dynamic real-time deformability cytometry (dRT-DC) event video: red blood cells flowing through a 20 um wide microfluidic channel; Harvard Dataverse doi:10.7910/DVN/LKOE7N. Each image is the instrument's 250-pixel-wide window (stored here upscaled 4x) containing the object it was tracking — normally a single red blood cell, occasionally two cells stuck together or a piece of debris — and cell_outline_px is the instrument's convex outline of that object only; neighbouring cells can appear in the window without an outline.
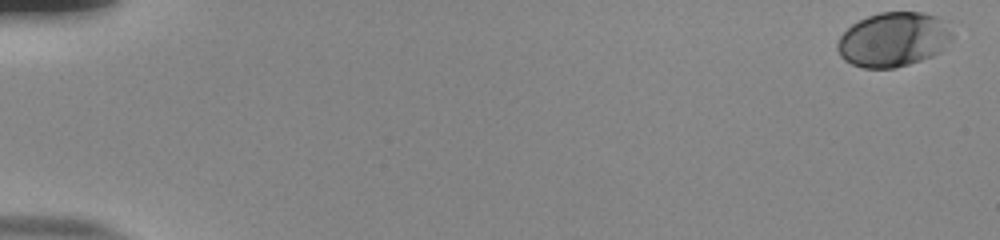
{"species": "human", "species_latin": "Homo sapiens", "temperature_condition": "room temperature", "stored_images_in_passage": 55, "camera_frame_rate_fps": 3000, "um_per_image_px": 0.085, "donor": {"sex": "male"}, "frame": {"image": 1, "passage_image": 1, "time_ms": 0.0, "image_size_px": [1000, 240], "cell_outline_px": [[952, 40], [940, 52], [932, 56], [896, 68], [864, 68], [852, 64], [844, 60], [840, 56], [836, 48], [836, 44], [840, 36], [852, 24], [868, 16], [880, 12], [920, 12], [936, 16], [940, 20], [952, 36]], "centroid_in_image_um": [75.89, 3.37], "position_along_channel_um": 9.1, "area_um2": 36.13}}
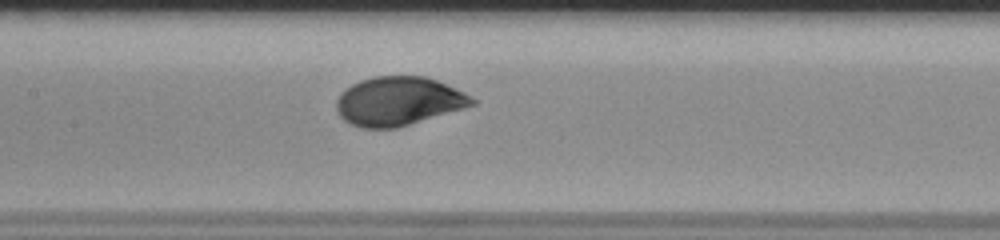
{"frame": {"image": 2, "passage_image": 28, "time_ms": 9.0, "image_size_px": [1000, 240], "cell_outline_px": [[476, 104], [464, 108], [396, 128], [360, 128], [344, 120], [340, 116], [336, 108], [336, 100], [340, 92], [352, 84], [360, 80], [376, 76], [424, 76], [436, 80], [464, 92], [476, 100]], "centroid_in_image_um": [33.84, 8.6], "position_along_channel_um": 173.6, "area_um2": 38.44}}
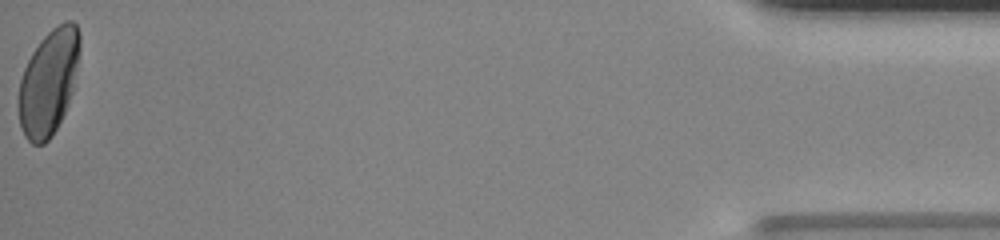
{"frame": {"image": 3, "passage_image": 55, "time_ms": 18.0, "image_size_px": [1000, 240], "cell_outline_px": [[80, 48], [72, 92], [64, 112], [52, 136], [44, 144], [32, 144], [24, 136], [20, 124], [16, 108], [16, 100], [20, 80], [24, 68], [32, 52], [40, 40], [52, 28], [64, 20], [72, 20], [76, 24], [80, 32]], "centroid_in_image_um": [4.1, 6.98], "position_along_channel_um": 431.1, "area_um2": 37.97}, "authors_computed_cell_mechanics": {"area_um2": 37.3966, "velocity_mm_per_s": 3.8107, "shape_relaxation_time_tau1_ms": 2.3761, "shape_relaxation_time_tau2_ms": null, "deformation_change_tau1": 0.1451, "deformation_change_tau2": null}}